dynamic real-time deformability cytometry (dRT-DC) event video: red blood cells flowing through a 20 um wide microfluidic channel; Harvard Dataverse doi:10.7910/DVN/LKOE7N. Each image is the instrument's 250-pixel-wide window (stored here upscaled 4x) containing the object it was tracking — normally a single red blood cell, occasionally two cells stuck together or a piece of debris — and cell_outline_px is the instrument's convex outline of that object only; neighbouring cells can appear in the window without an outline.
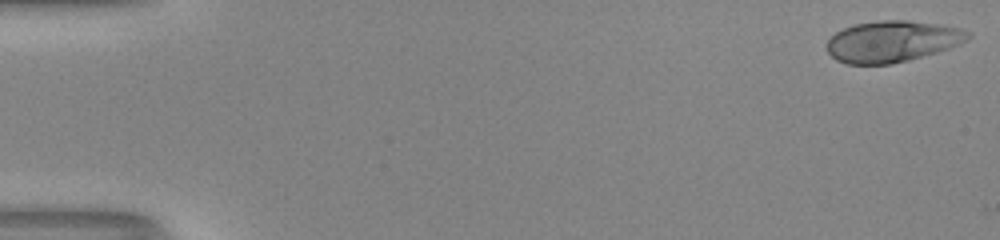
{"species": "human", "species_latin": "Homo sapiens", "temperature_condition": "room temperature", "stored_images_in_passage": 15, "camera_frame_rate_fps": 3000, "um_per_image_px": 0.085, "donor": {"sex": "male"}, "frame": {"image": 1, "passage_image": 1, "time_ms": 0.0, "image_size_px": [1000, 240], "cell_outline_px": [[972, 36], [968, 40], [960, 44], [936, 52], [908, 60], [888, 64], [848, 64], [836, 60], [828, 52], [828, 40], [836, 32], [844, 28], [856, 24], [880, 20], [908, 20], [936, 24], [960, 28], [972, 32]], "centroid_in_image_um": [75.87, 3.51], "position_along_channel_um": 9.1, "area_um2": 33.76}}